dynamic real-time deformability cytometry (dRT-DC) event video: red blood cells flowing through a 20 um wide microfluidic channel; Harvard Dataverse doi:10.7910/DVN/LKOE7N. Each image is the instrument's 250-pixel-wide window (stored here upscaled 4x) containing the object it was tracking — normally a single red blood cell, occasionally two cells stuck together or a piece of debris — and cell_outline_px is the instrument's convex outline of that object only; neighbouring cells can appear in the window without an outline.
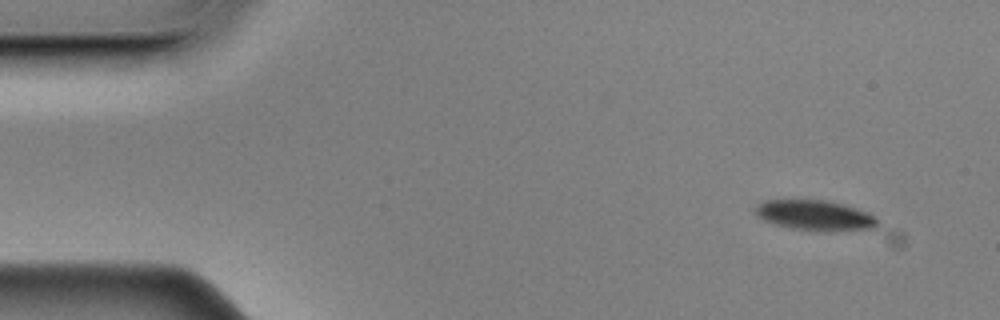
{"species": "Egyptian fruit bat (a non-hibernating species)", "species_latin": "Rousettus aegyptiacus", "temperature_condition": "cold", "stored_images_in_passage": 53, "camera_frame_rate_fps": 3000, "um_per_image_px": 0.085, "animal": {"sex": "male"}, "frame": {"image": 1, "passage_image": 1, "time_ms": 0.0, "image_size_px": [1000, 320], "cell_outline_px": [[880, 224], [876, 228], [824, 232], [792, 228], [776, 224], [764, 220], [756, 212], [756, 204], [764, 200], [824, 200], [844, 204], [868, 212], [876, 216]], "centroid_in_image_um": [69.35, 18.31], "position_along_channel_um": 15.7, "area_um2": 21.62}}
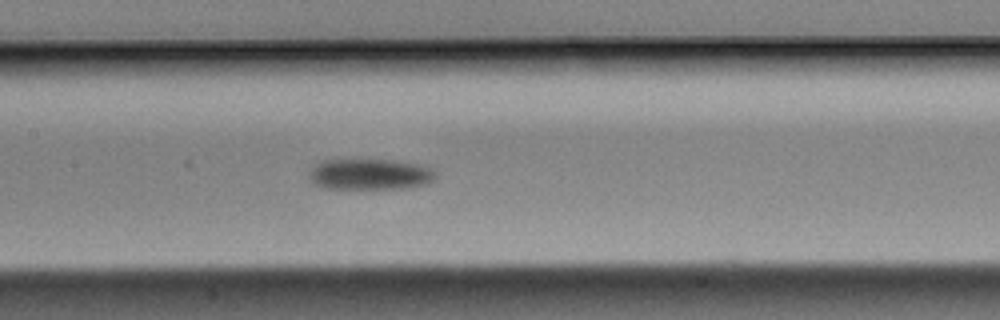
{"frame": {"image": 2, "passage_image": 23, "time_ms": 7.333, "image_size_px": [1000, 320], "cell_outline_px": [[436, 180], [428, 184], [412, 188], [320, 188], [312, 184], [308, 176], [308, 172], [320, 160], [392, 160], [420, 164], [432, 168], [436, 172]], "centroid_in_image_um": [31.46, 14.82], "position_along_channel_um": 175.9, "area_um2": 23.24}}
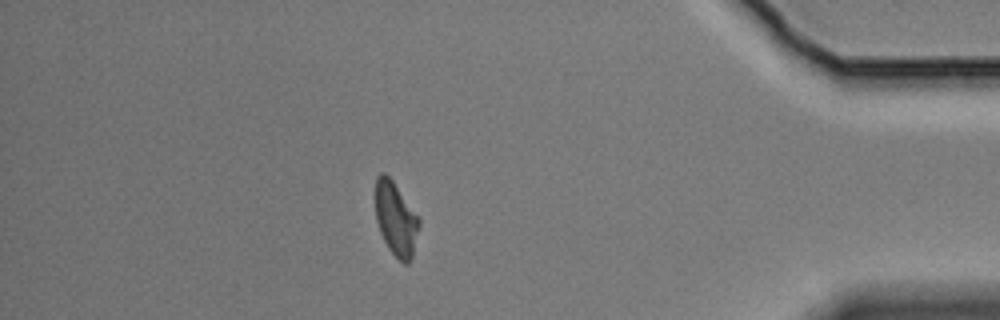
{"frame": {"image": 3, "passage_image": 46, "time_ms": 15.0, "image_size_px": [1000, 320], "cell_outline_px": [[420, 224], [412, 256], [408, 264], [404, 264], [388, 248], [380, 232], [376, 220], [376, 176], [380, 172], [384, 172], [392, 180], [420, 220]], "centroid_in_image_um": [33.63, 18.61], "position_along_channel_um": 401.6, "area_um2": 18.38}, "authors_computed_cell_mechanics": {"area_um2": 21.6172, "velocity_mm_per_s": 3.4968, "shape_relaxation_time_tau1_ms": 3.0056, "shape_relaxation_time_tau2_ms": null, "deformation_change_tau1": 0.0853, "deformation_change_tau2": null}}